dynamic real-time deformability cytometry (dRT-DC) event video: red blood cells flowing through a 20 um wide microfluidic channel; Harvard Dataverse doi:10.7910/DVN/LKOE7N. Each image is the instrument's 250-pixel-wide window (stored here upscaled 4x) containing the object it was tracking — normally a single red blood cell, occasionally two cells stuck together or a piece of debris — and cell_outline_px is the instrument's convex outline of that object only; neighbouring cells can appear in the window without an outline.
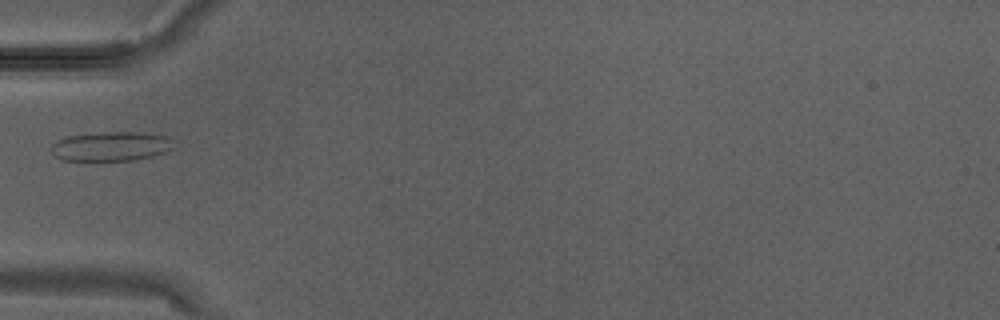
{"species": "Egyptian fruit bat (a non-hibernating species)", "species_latin": "Rousettus aegyptiacus", "temperature_condition": "warm", "stored_images_in_passage": 1, "camera_frame_rate_fps": 3000, "um_per_image_px": 0.085, "animal": {"sex": "male"}, "frame": {"image": 1, "passage_image": 1, "time_ms": 0.0, "image_size_px": [1000, 320], "cell_outline_px": [[172, 148], [164, 152], [152, 156], [132, 160], [64, 160], [56, 156], [48, 148], [52, 144], [68, 136], [104, 132], [136, 132], [164, 136], [168, 140]], "centroid_in_image_um": [9.36, 12.44], "position_along_channel_um": 75.6, "area_um2": 20.35}}